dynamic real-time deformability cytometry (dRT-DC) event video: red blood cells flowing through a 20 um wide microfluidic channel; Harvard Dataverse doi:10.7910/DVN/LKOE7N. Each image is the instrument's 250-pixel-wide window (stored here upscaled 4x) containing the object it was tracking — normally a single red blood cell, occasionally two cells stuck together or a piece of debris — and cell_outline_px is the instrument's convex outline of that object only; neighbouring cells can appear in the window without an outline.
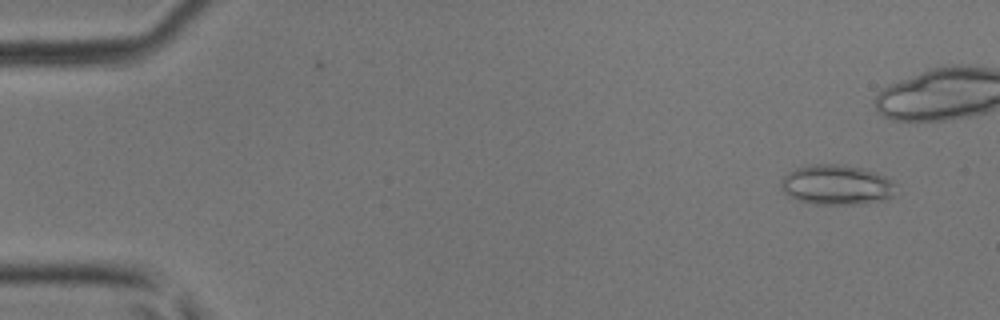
{"species": "common noctule bat (a hibernating species)", "species_latin": "Nyctalus noctula", "temperature_condition": "room temperature", "stored_images_in_passage": 38, "camera_frame_rate_fps": 3000, "um_per_image_px": 0.085, "animal": {"sex": "male", "body_mass_g": 17.9, "forearm_length_mm": 54.2}, "frame": {"image": 1, "passage_image": 4, "time_ms": 1.0, "image_size_px": [1000, 320], "cell_outline_px": [[892, 196], [884, 200], [860, 204], [812, 204], [788, 196], [784, 192], [780, 184], [780, 180], [788, 172], [796, 168], [816, 164], [840, 164], [864, 168], [884, 176], [892, 180]], "centroid_in_image_um": [71.07, 15.71], "position_along_channel_um": 13.9, "area_um2": 26.59}}
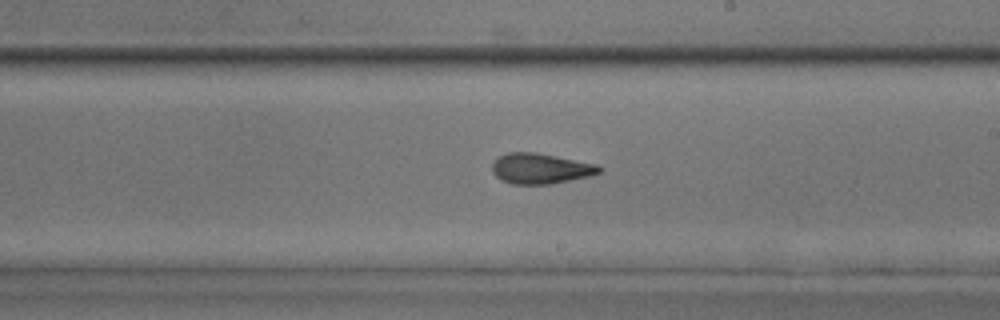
{"frame": {"image": 2, "passage_image": 28, "time_ms": 9.0, "image_size_px": [1000, 320], "cell_outline_px": [[604, 168], [600, 172], [592, 176], [552, 184], [512, 184], [500, 180], [492, 172], [492, 164], [500, 156], [508, 152], [536, 152], [596, 164]], "centroid_in_image_um": [45.96, 14.33], "position_along_channel_um": 243.0, "area_um2": 19.13}}
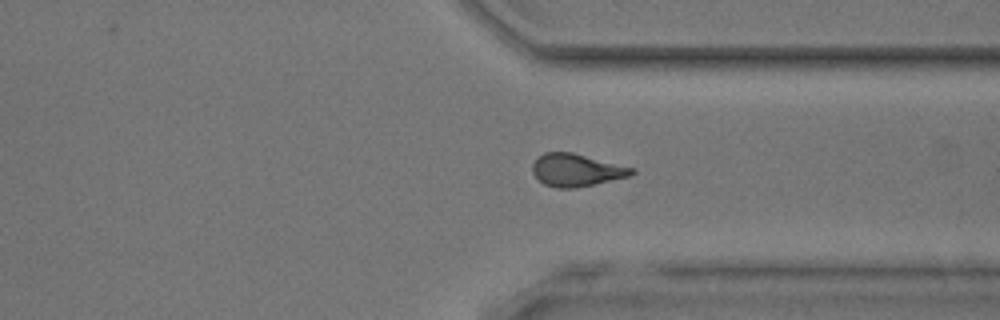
{"frame": {"image": 3, "passage_image": 36, "time_ms": 11.667, "image_size_px": [1000, 320], "cell_outline_px": [[636, 172], [628, 176], [576, 188], [556, 188], [544, 184], [532, 172], [532, 164], [544, 152], [572, 152], [636, 168]], "centroid_in_image_um": [49.0, 14.45], "position_along_channel_um": 362.4, "area_um2": 18.73}}